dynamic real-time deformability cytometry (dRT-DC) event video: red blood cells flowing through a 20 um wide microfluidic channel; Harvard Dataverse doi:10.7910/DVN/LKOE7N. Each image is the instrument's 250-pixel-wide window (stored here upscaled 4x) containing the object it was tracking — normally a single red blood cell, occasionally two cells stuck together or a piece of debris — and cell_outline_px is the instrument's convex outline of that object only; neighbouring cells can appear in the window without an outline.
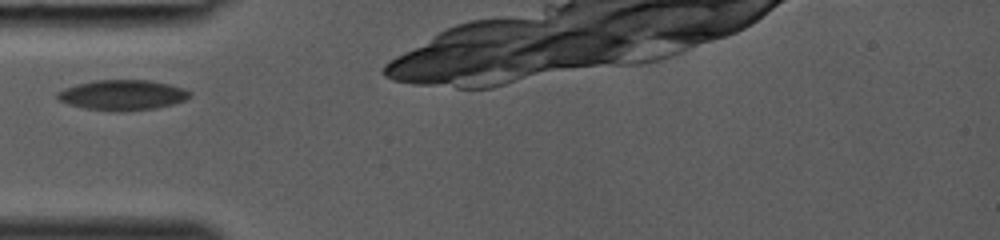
{"species": "common noctule bat (a hibernating species)", "species_latin": "Nyctalus noctula", "temperature_condition": "room temperature", "stored_images_in_passage": 22, "camera_frame_rate_fps": 3000, "um_per_image_px": 0.085, "animal": {"sex": "female", "body_mass_g": 19.0, "forearm_length_mm": 53.3}, "frame": {"image": 1, "passage_image": 1, "time_ms": 0.0, "image_size_px": [1000, 240], "cell_outline_px": [[192, 96], [184, 100], [172, 104], [156, 108], [116, 112], [84, 108], [68, 104], [56, 100], [56, 92], [64, 88], [76, 84], [96, 80], [148, 80], [168, 84], [184, 88], [192, 92]], "centroid_in_image_um": [10.38, 8.08], "position_along_channel_um": 74.6, "area_um2": 23.52}}
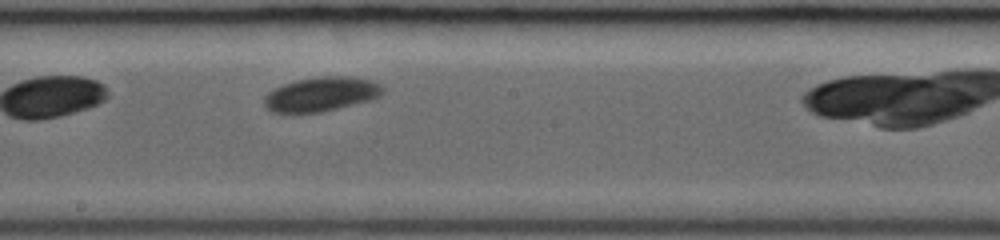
{"frame": {"image": 2, "passage_image": 10, "time_ms": 3.0, "image_size_px": [1000, 240], "cell_outline_px": [[384, 92], [380, 96], [372, 100], [320, 112], [292, 116], [272, 112], [264, 104], [264, 96], [268, 92], [284, 84], [296, 80], [324, 76], [344, 76], [372, 80], [380, 84]], "centroid_in_image_um": [27.26, 8.05], "position_along_channel_um": 220.9, "area_um2": 24.16}}